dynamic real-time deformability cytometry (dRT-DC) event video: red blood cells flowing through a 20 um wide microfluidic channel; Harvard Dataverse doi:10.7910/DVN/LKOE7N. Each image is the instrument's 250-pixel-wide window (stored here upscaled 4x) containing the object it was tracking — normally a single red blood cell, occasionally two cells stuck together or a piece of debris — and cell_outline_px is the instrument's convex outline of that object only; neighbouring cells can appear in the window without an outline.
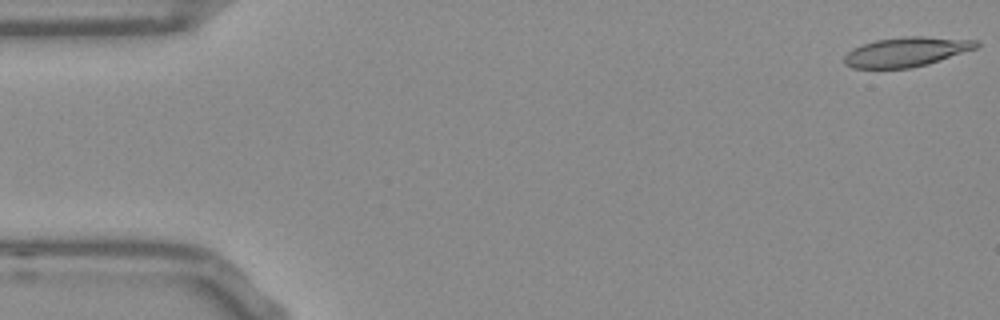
{"species": "Egyptian fruit bat (a non-hibernating species)", "species_latin": "Rousettus aegyptiacus", "temperature_condition": "room temperature", "stored_images_in_passage": 16, "camera_frame_rate_fps": 3000, "um_per_image_px": 0.085, "frame": {"image": 1, "passage_image": 1, "time_ms": 0.0, "image_size_px": [1000, 320], "cell_outline_px": [[980, 44], [976, 48], [928, 64], [912, 68], [852, 68], [844, 64], [844, 56], [852, 48], [860, 44], [876, 40], [904, 36], [924, 36], [976, 40]], "centroid_in_image_um": [77.0, 4.4], "position_along_channel_um": 8.0, "area_um2": 22.77}}
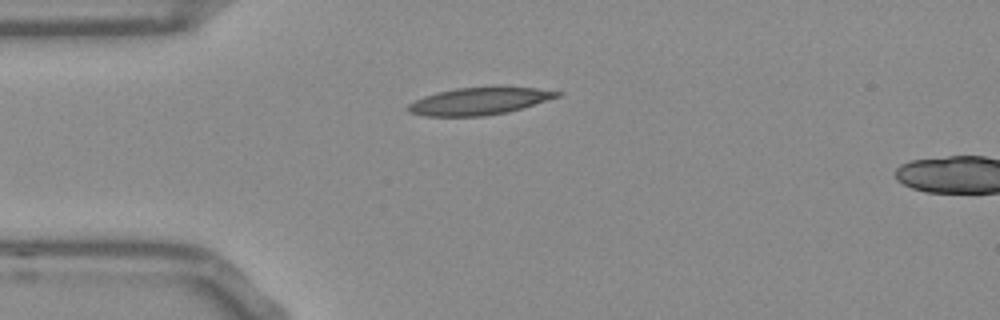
{"frame": {"image": 2, "passage_image": 13, "time_ms": 4.0, "image_size_px": [1000, 320], "cell_outline_px": [[564, 92], [560, 96], [508, 112], [484, 116], [424, 116], [408, 112], [408, 104], [424, 96], [436, 92], [456, 88], [492, 84], [500, 84], [536, 88]], "centroid_in_image_um": [40.78, 8.55], "position_along_channel_um": 44.2, "area_um2": 24.51}}